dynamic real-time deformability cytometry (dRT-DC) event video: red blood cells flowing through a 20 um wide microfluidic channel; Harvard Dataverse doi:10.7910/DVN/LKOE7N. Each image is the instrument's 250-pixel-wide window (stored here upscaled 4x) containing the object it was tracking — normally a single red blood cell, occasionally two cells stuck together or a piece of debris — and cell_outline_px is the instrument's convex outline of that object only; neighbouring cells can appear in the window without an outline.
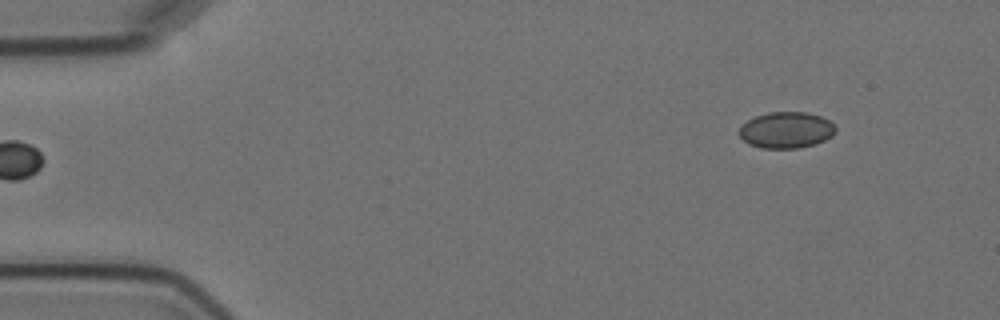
{"species": "Egyptian fruit bat (a non-hibernating species)", "species_latin": "Rousettus aegyptiacus", "temperature_condition": "cold", "stored_images_in_passage": 4, "camera_frame_rate_fps": 3000, "um_per_image_px": 0.085, "animal": {"sex": "female"}, "frame": {"image": 1, "passage_image": 1, "time_ms": 0.0, "image_size_px": [1000, 320], "cell_outline_px": [[836, 132], [832, 136], [824, 140], [812, 144], [796, 148], [760, 148], [748, 144], [740, 136], [740, 128], [748, 120], [756, 116], [768, 112], [808, 112], [820, 116], [828, 120], [836, 128]], "centroid_in_image_um": [66.83, 11.05], "position_along_channel_um": 18.2, "area_um2": 20.17}}
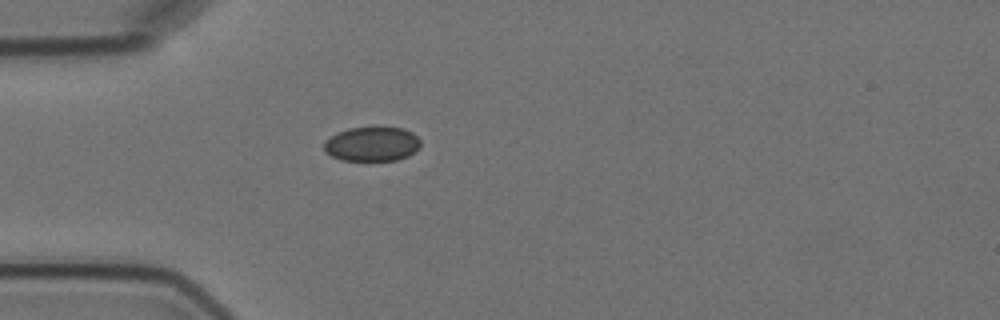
{"frame": {"image": 2, "passage_image": 4, "time_ms": 3.333, "image_size_px": [1000, 320], "cell_outline_px": [[420, 148], [416, 152], [408, 156], [396, 160], [340, 160], [324, 152], [324, 140], [348, 128], [376, 124], [380, 124], [404, 128], [412, 132], [420, 140]], "centroid_in_image_um": [31.65, 12.19], "position_along_channel_um": 53.3, "area_um2": 20.17}}